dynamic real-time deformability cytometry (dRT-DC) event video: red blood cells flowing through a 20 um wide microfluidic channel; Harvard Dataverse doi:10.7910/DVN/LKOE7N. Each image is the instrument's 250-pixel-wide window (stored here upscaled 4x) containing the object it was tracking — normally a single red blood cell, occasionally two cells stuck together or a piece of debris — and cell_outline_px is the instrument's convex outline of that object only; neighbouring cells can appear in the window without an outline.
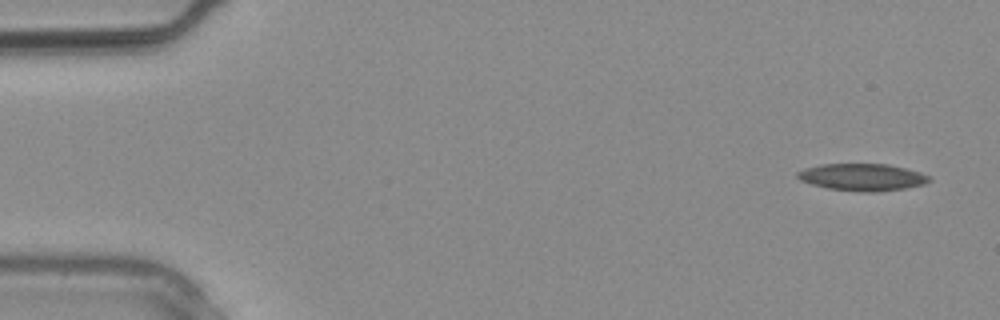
{"species": "common noctule bat (a hibernating species)", "species_latin": "Nyctalus noctula", "temperature_condition": "warm", "stored_images_in_passage": 4, "camera_frame_rate_fps": 3000, "um_per_image_px": 0.085, "animal": {"sex": "male", "body_mass_g": 20.4}, "frame": {"image": 1, "passage_image": 1, "time_ms": 0.0, "image_size_px": [1000, 320], "cell_outline_px": [[932, 180], [924, 184], [904, 188], [876, 192], [864, 192], [828, 188], [812, 184], [800, 180], [796, 176], [796, 172], [804, 168], [820, 164], [888, 164], [920, 172], [928, 176]], "centroid_in_image_um": [73.27, 15.05], "position_along_channel_um": 11.7, "area_um2": 20.69}}